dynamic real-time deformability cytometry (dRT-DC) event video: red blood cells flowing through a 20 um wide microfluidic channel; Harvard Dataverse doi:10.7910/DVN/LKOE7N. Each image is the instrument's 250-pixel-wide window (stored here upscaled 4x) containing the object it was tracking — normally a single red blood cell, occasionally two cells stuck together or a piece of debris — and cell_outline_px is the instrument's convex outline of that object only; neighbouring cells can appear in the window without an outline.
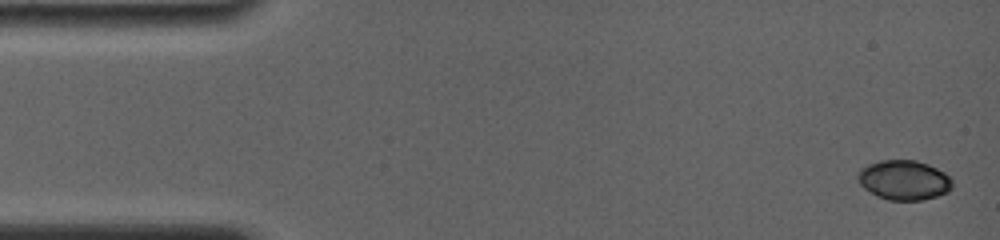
{"species": "common noctule bat (a hibernating species)", "species_latin": "Nyctalus noctula", "temperature_condition": "room temperature", "stored_images_in_passage": 5, "camera_frame_rate_fps": 4000, "um_per_image_px": 0.085, "animal": {"sex": "female", "body_mass_g": 19.0, "forearm_length_mm": 56.7}, "frame": {"image": 1, "passage_image": 1, "time_ms": 0.0, "image_size_px": [1000, 240], "cell_outline_px": [[952, 188], [948, 192], [924, 200], [888, 200], [876, 196], [864, 188], [860, 184], [856, 176], [860, 168], [868, 164], [880, 160], [916, 160], [928, 164], [944, 172], [952, 180]], "centroid_in_image_um": [76.82, 15.3], "position_along_channel_um": 8.2, "area_um2": 22.02}}